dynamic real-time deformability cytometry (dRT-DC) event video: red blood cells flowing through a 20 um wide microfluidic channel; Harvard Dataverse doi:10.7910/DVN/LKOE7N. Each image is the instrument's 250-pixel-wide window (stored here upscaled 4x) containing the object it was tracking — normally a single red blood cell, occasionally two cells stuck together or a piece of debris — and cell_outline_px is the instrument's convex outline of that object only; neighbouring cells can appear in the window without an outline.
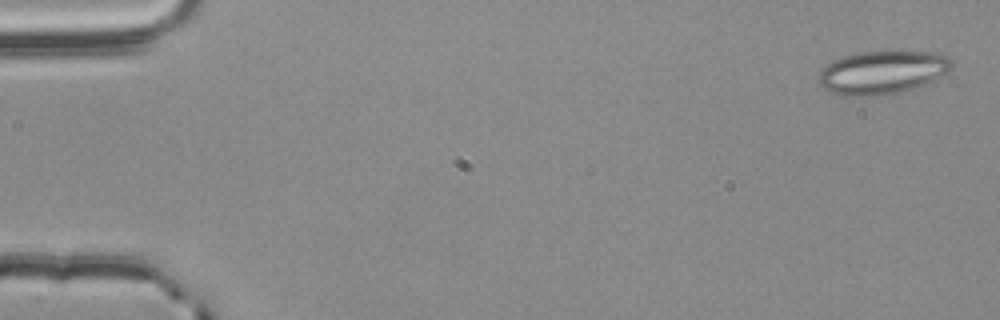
{"species": "common noctule bat (a hibernating species)", "species_latin": "Nyctalus noctula", "temperature_condition": "room temperature", "stored_images_in_passage": 55, "camera_frame_rate_fps": 3000, "um_per_image_px": 0.085, "animal": {"sex": "male", "body_mass_g": 20.4}, "frame": {"image": 1, "passage_image": 2, "time_ms": 0.333, "image_size_px": [1000, 320], "cell_outline_px": [[952, 68], [940, 76], [932, 80], [912, 88], [900, 92], [876, 96], [844, 96], [828, 92], [816, 80], [820, 72], [832, 60], [844, 56], [860, 52], [940, 52], [948, 56], [952, 60]], "centroid_in_image_um": [74.97, 6.16], "position_along_channel_um": 10.0, "area_um2": 33.47}}
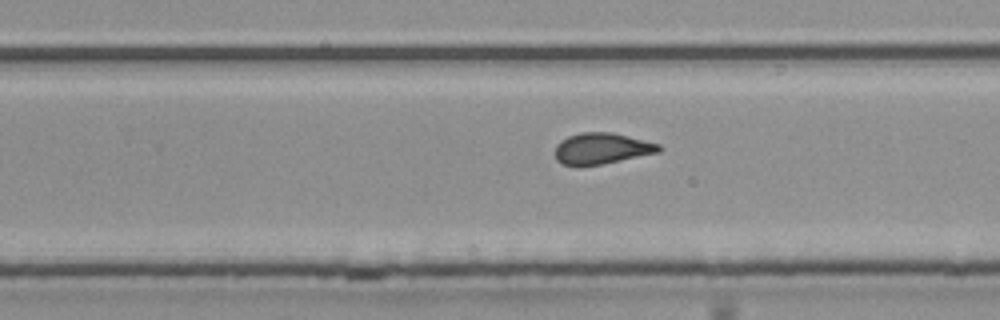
{"frame": {"image": 2, "passage_image": 35, "time_ms": 11.333, "image_size_px": [1000, 320], "cell_outline_px": [[664, 148], [660, 152], [600, 164], [576, 168], [560, 164], [556, 160], [556, 144], [560, 140], [568, 136], [580, 132], [612, 132], [660, 144]], "centroid_in_image_um": [51.1, 12.64], "position_along_channel_um": 278.7, "area_um2": 19.19}}
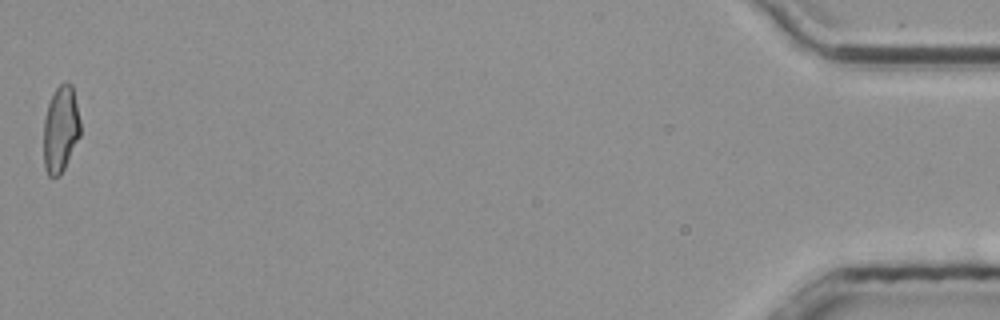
{"frame": {"image": 3, "passage_image": 55, "time_ms": 18.0, "image_size_px": [1000, 320], "cell_outline_px": [[80, 136], [60, 176], [48, 176], [44, 164], [44, 116], [48, 104], [56, 88], [64, 80], [68, 80], [72, 84], [80, 120]], "centroid_in_image_um": [5.16, 10.94], "position_along_channel_um": 430.0, "area_um2": 18.55}, "authors_computed_cell_mechanics": {"area_um2": 19.3052, "velocity_mm_per_s": 3.7945, "shape_relaxation_time_tau1_ms": null, "shape_relaxation_time_tau2_ms": 1.7993, "deformation_change_tau1": null, "deformation_change_tau2": 0.1013}}